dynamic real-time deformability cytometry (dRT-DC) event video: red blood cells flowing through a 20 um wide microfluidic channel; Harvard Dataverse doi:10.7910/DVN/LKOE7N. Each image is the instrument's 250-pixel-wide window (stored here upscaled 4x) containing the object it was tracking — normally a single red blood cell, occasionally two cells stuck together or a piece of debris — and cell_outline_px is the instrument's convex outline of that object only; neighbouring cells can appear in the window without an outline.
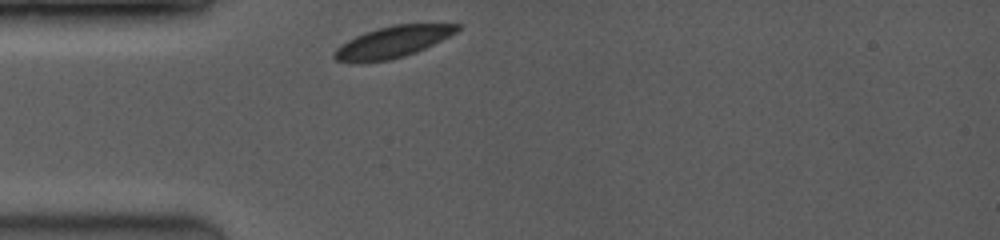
{"species": "common noctule bat (a hibernating species)", "species_latin": "Nyctalus noctula", "temperature_condition": "room temperature", "stored_images_in_passage": 3, "camera_frame_rate_fps": 3500, "um_per_image_px": 0.085, "animal": {"sex": "female", "body_mass_g": 19.0, "forearm_length_mm": 53.3}, "frame": {"image": 1, "passage_image": 1, "time_ms": 0.0, "image_size_px": [1000, 240], "cell_outline_px": [[464, 24], [456, 32], [416, 52], [404, 56], [388, 60], [360, 64], [356, 64], [336, 60], [332, 56], [332, 52], [340, 44], [356, 36], [376, 28], [396, 24]], "centroid_in_image_um": [33.3, 3.59], "position_along_channel_um": 51.7, "area_um2": 22.6}}
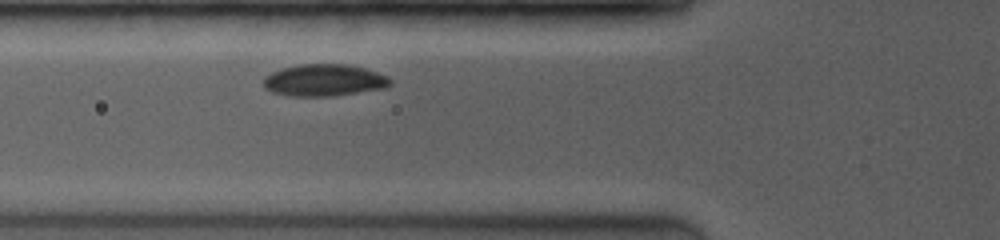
{"frame": {"image": 2, "passage_image": 3, "time_ms": 1.429, "image_size_px": [1000, 240], "cell_outline_px": [[392, 84], [384, 88], [328, 96], [288, 96], [272, 92], [264, 88], [264, 76], [272, 72], [284, 68], [300, 64], [348, 64], [364, 68], [388, 76], [392, 80]], "centroid_in_image_um": [27.54, 6.81], "position_along_channel_um": 98.3, "area_um2": 23.47}}